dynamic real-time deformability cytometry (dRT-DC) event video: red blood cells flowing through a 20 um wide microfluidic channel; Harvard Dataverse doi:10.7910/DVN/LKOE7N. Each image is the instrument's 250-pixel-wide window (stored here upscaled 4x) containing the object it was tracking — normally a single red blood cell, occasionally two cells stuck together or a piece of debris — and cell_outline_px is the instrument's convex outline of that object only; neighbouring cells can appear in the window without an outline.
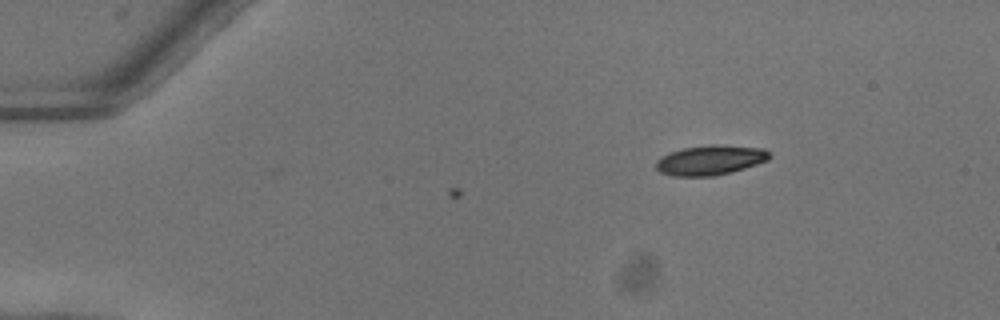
{"species": "common noctule bat (a hibernating species)", "species_latin": "Nyctalus noctula", "temperature_condition": "warm", "stored_images_in_passage": 8, "camera_frame_rate_fps": 3000, "um_per_image_px": 0.085, "animal": {"sex": "female"}, "frame": {"image": 1, "passage_image": 8, "time_ms": 2.333, "image_size_px": [1000, 320], "cell_outline_px": [[772, 156], [768, 160], [732, 172], [716, 176], [672, 176], [660, 172], [656, 168], [656, 160], [660, 156], [668, 152], [684, 148], [708, 144], [720, 144], [764, 148], [772, 152]], "centroid_in_image_um": [60.39, 13.6], "position_along_channel_um": 24.6, "area_um2": 20.11}}